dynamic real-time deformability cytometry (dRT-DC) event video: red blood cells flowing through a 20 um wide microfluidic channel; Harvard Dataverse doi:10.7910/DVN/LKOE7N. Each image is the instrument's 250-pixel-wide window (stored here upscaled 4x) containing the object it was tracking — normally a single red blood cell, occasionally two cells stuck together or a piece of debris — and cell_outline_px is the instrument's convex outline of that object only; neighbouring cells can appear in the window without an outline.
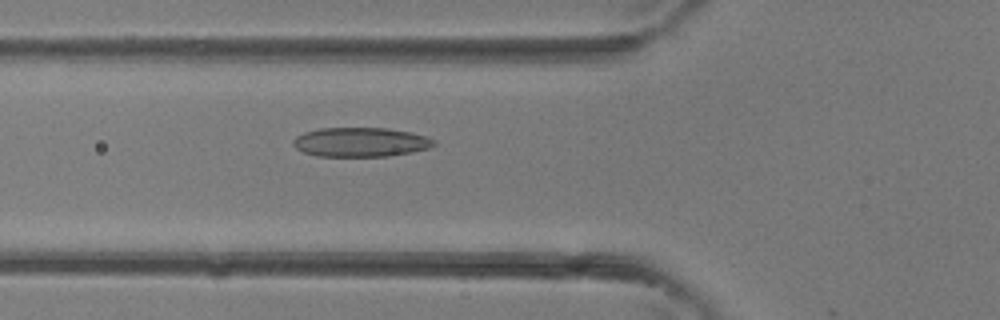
{"species": "common noctule bat (a hibernating species)", "species_latin": "Nyctalus noctula", "temperature_condition": "room temperature", "stored_images_in_passage": 6, "camera_frame_rate_fps": 3000, "um_per_image_px": 0.085, "animal": {"sex": "female"}, "frame": {"image": 1, "passage_image": 6, "time_ms": 1.667, "image_size_px": [1000, 320], "cell_outline_px": [[436, 144], [428, 148], [412, 152], [388, 156], [316, 156], [304, 152], [296, 148], [292, 144], [292, 140], [296, 136], [304, 132], [320, 128], [388, 128], [412, 132], [428, 136], [436, 140]], "centroid_in_image_um": [30.67, 12.07], "position_along_channel_um": 95.1, "area_um2": 24.22}}